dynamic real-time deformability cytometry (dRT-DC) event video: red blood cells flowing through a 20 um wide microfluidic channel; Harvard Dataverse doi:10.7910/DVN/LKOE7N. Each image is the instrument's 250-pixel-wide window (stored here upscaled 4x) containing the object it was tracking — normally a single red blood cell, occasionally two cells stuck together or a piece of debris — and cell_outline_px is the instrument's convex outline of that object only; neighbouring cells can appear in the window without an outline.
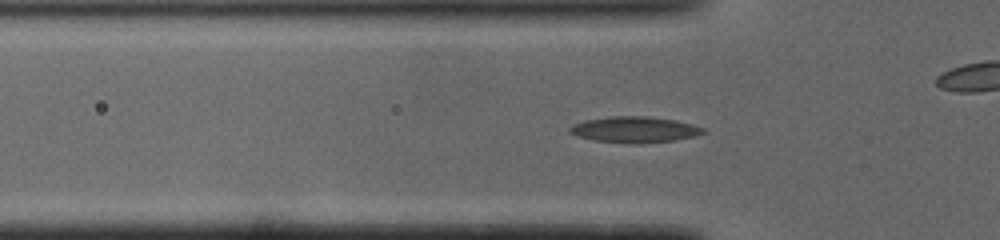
{"species": "common noctule bat (a hibernating species)", "species_latin": "Nyctalus noctula", "temperature_condition": "cold", "stored_images_in_passage": 51, "camera_frame_rate_fps": 3000, "um_per_image_px": 0.085, "animal": {"sex": "male", "body_mass_g": 19.0, "forearm_length_mm": 50.8}, "frame": {"image": 1, "passage_image": 15, "time_ms": 4.667, "image_size_px": [1000, 240], "cell_outline_px": [[708, 132], [696, 136], [672, 140], [640, 144], [636, 144], [592, 140], [576, 136], [568, 132], [568, 128], [572, 124], [588, 120], [612, 116], [648, 116], [676, 120], [692, 124], [704, 128]], "centroid_in_image_um": [53.94, 11.02], "position_along_channel_um": 71.9, "area_um2": 20.35}}
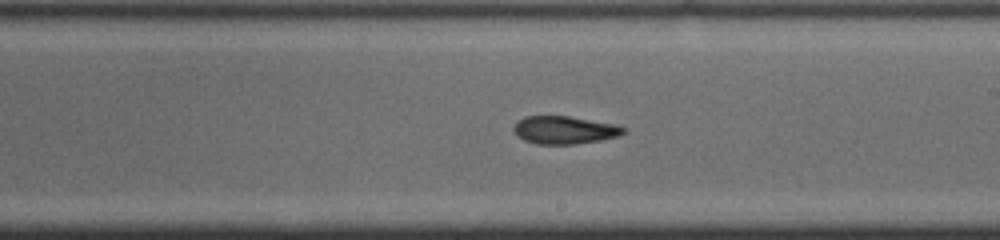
{"frame": {"image": 2, "passage_image": 28, "time_ms": 9.0, "image_size_px": [1000, 240], "cell_outline_px": [[624, 132], [620, 136], [600, 140], [576, 144], [536, 144], [524, 140], [512, 128], [524, 116], [568, 116], [612, 124], [624, 128]], "centroid_in_image_um": [47.97, 11.06], "position_along_channel_um": 241.0, "area_um2": 17.46}}
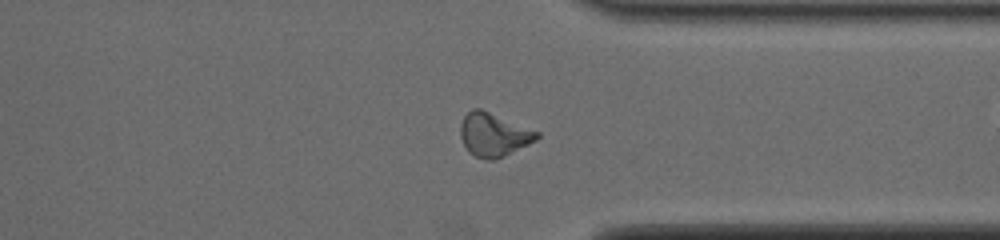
{"frame": {"image": 3, "passage_image": 38, "time_ms": 12.333, "image_size_px": [1000, 240], "cell_outline_px": [[540, 136], [536, 140], [496, 160], [488, 160], [476, 156], [468, 152], [460, 136], [460, 128], [464, 116], [472, 108], [480, 108], [540, 132]], "centroid_in_image_um": [41.96, 11.45], "position_along_channel_um": 369.4, "area_um2": 19.25}}